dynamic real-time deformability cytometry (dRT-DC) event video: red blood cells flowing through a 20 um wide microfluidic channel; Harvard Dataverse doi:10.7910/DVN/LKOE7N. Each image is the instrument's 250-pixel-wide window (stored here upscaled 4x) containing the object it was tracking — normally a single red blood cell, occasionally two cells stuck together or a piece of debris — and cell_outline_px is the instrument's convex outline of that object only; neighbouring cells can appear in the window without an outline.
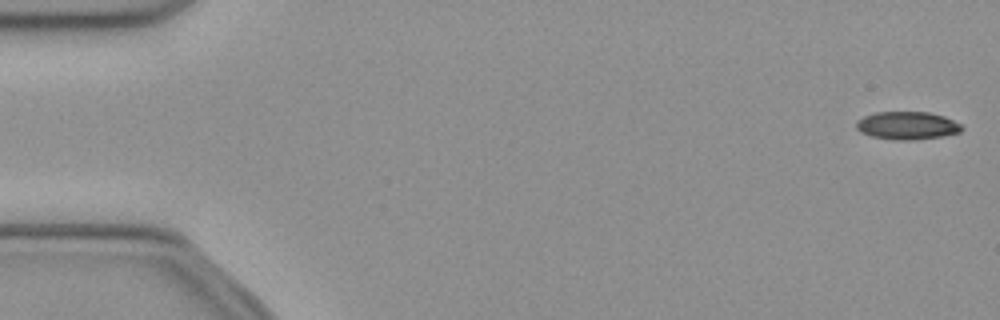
{"species": "common noctule bat (a hibernating species)", "species_latin": "Nyctalus noctula", "temperature_condition": "cold", "stored_images_in_passage": 52, "camera_frame_rate_fps": 3000, "um_per_image_px": 0.085, "animal": {"sex": "female", "body_mass_g": 21.9}, "frame": {"image": 1, "passage_image": 1, "time_ms": 0.0, "image_size_px": [1000, 320], "cell_outline_px": [[964, 128], [960, 132], [940, 136], [916, 140], [892, 140], [872, 136], [860, 132], [856, 128], [856, 120], [864, 116], [876, 112], [928, 112], [944, 116], [960, 124]], "centroid_in_image_um": [77.08, 10.67], "position_along_channel_um": 7.9, "area_um2": 17.17}}
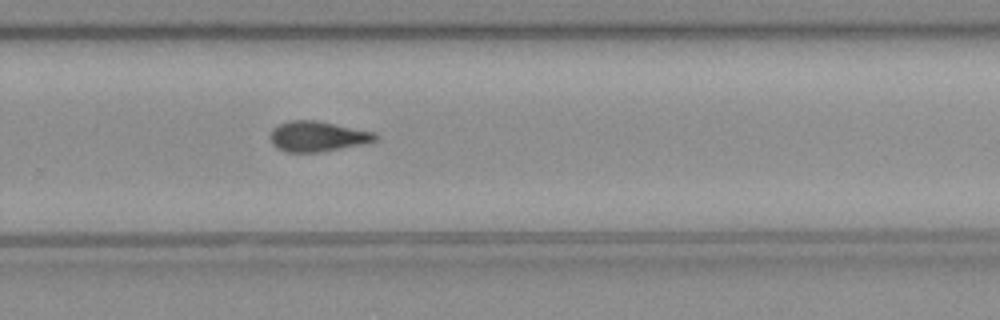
{"frame": {"image": 2, "passage_image": 34, "time_ms": 11.0, "image_size_px": [1000, 320], "cell_outline_px": [[380, 136], [376, 140], [364, 144], [320, 152], [288, 152], [276, 148], [272, 144], [268, 136], [272, 128], [288, 120], [316, 120], [376, 132]], "centroid_in_image_um": [26.98, 11.59], "position_along_channel_um": 302.8, "area_um2": 18.84}}
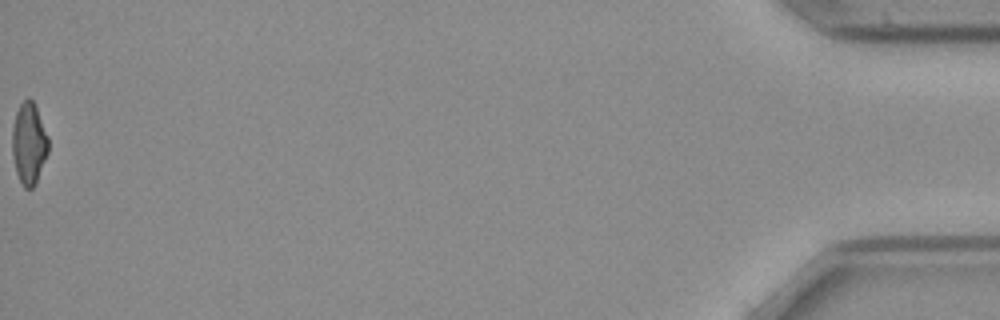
{"frame": {"image": 3, "passage_image": 52, "time_ms": 17.0, "image_size_px": [1000, 320], "cell_outline_px": [[48, 152], [36, 184], [32, 188], [24, 188], [16, 172], [12, 156], [12, 128], [16, 112], [20, 104], [28, 96], [32, 100], [36, 108], [48, 136]], "centroid_in_image_um": [2.45, 12.21], "position_along_channel_um": 432.8, "area_um2": 17.17}, "authors_computed_cell_mechanics": {"area_um2": 18.496, "velocity_mm_per_s": 3.9541, "shape_relaxation_time_tau1_ms": 9.1235, "shape_relaxation_time_tau2_ms": 4.3267, "deformation_change_tau1": 0.2081, "deformation_change_tau2": 0.1264}}